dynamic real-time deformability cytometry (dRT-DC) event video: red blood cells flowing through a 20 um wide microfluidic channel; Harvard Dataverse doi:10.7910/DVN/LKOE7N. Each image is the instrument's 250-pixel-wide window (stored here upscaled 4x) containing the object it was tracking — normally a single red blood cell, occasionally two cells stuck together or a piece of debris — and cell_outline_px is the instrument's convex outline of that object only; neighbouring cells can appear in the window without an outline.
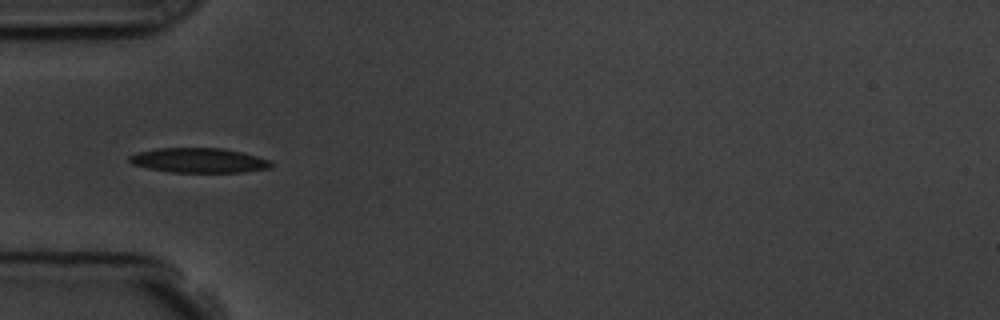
{"species": "common noctule bat (a hibernating species)", "species_latin": "Nyctalus noctula", "temperature_condition": "room temperature", "stored_images_in_passage": 5, "camera_frame_rate_fps": 3000, "um_per_image_px": 0.085, "animal": {"sex": "male", "body_mass_g": 19.5, "forearm_length_mm": 54.6}, "frame": {"image": 1, "passage_image": 5, "time_ms": 5.667, "image_size_px": [1000, 320], "cell_outline_px": [[272, 164], [268, 168], [244, 172], [168, 172], [148, 168], [132, 164], [128, 160], [128, 156], [136, 152], [156, 148], [224, 148], [256, 156], [268, 160]], "centroid_in_image_um": [16.83, 13.63], "position_along_channel_um": 68.2, "area_um2": 20.35}}